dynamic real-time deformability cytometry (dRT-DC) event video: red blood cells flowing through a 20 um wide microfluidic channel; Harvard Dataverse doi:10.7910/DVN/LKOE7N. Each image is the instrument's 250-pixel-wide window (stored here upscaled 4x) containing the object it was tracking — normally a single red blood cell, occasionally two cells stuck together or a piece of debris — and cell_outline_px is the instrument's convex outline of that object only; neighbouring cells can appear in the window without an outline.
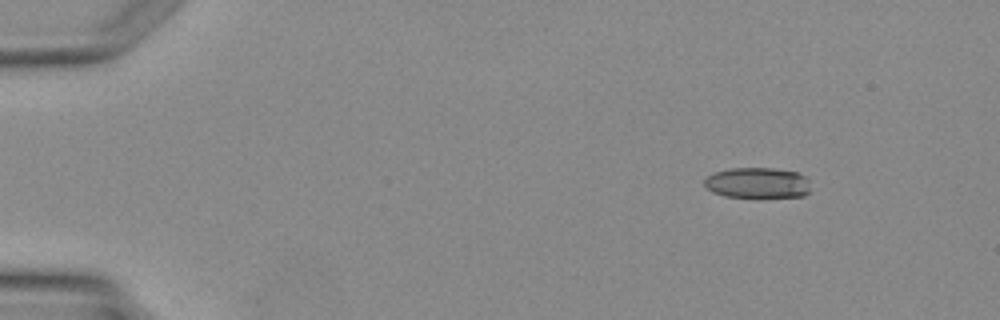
{"species": "Egyptian fruit bat (a non-hibernating species)", "species_latin": "Rousettus aegyptiacus", "temperature_condition": "warm", "stored_images_in_passage": 5, "segment_of_instrument_passage": [1, 2], "camera_frame_rate_fps": 3000, "um_per_image_px": 0.085, "animal": {"sex": "female"}, "frame": {"image": 1, "passage_image": 2, "time_ms": 1.333, "image_size_px": [1000, 320], "cell_outline_px": [[808, 192], [804, 196], [724, 196], [712, 192], [704, 184], [704, 180], [712, 172], [732, 168], [772, 168], [796, 172], [804, 176], [808, 180]], "centroid_in_image_um": [64.35, 15.52], "position_along_channel_um": 20.7, "area_um2": 18.61}}
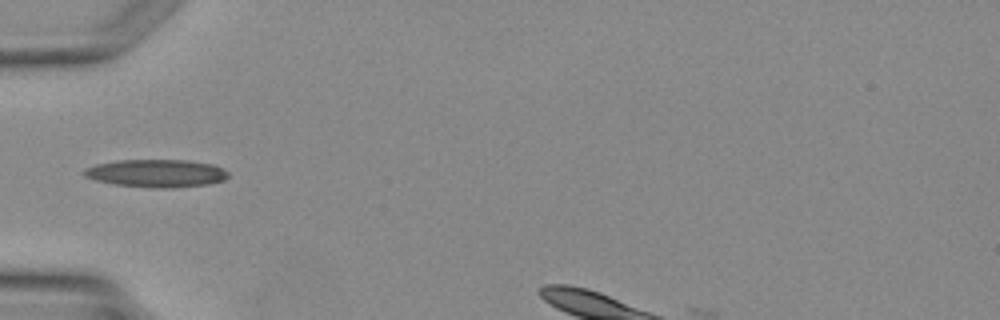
{"frame": {"image": 2, "passage_image": 4, "time_ms": 4.333, "image_size_px": [1000, 320], "cell_outline_px": [[228, 176], [224, 180], [204, 184], [172, 188], [156, 188], [116, 184], [96, 180], [88, 176], [84, 172], [84, 168], [96, 164], [116, 160], [188, 160], [212, 164], [228, 172]], "centroid_in_image_um": [13.3, 14.72], "position_along_channel_um": 71.7, "area_um2": 23.0}}